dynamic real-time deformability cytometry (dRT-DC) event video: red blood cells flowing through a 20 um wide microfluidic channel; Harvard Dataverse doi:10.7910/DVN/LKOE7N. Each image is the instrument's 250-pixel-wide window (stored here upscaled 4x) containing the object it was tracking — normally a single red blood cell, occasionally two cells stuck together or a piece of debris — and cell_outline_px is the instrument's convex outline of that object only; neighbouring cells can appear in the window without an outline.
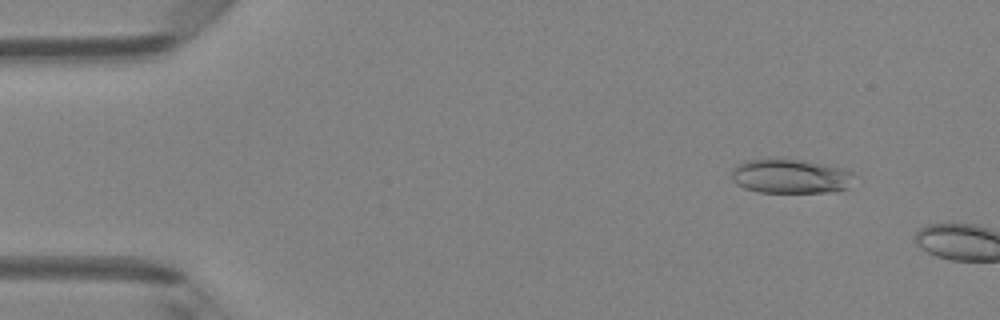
{"species": "Egyptian fruit bat (a non-hibernating species)", "species_latin": "Rousettus aegyptiacus", "temperature_condition": "room temperature", "stored_images_in_passage": 8, "camera_frame_rate_fps": 3000, "um_per_image_px": 0.085, "animal": {"sex": "female"}, "frame": {"image": 1, "passage_image": 5, "time_ms": 1.333, "image_size_px": [1000, 320], "cell_outline_px": [[852, 172], [848, 188], [836, 192], [756, 192], [744, 188], [736, 184], [732, 180], [732, 168], [736, 164], [744, 160], [776, 156], [828, 164], [844, 168]], "centroid_in_image_um": [67.12, 14.94], "position_along_channel_um": 17.9, "area_um2": 25.32}}